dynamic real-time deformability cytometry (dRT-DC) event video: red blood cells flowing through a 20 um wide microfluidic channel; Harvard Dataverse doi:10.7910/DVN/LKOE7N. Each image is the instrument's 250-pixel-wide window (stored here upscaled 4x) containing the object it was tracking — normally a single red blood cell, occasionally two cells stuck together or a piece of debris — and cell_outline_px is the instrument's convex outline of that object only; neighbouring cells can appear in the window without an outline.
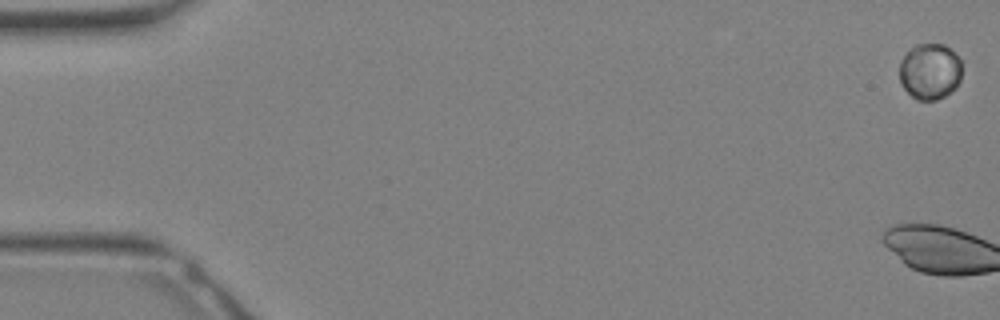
{"species": "Egyptian fruit bat (a non-hibernating species)", "species_latin": "Rousettus aegyptiacus", "temperature_condition": "warm", "stored_images_in_passage": 34, "camera_frame_rate_fps": 3000, "um_per_image_px": 0.085, "animal": {"sex": "female"}, "frame": {"image": 1, "passage_image": 1, "time_ms": 0.0, "image_size_px": [1000, 320], "cell_outline_px": [[960, 80], [956, 88], [944, 96], [936, 100], [916, 100], [900, 84], [900, 60], [916, 44], [944, 44], [960, 60]], "centroid_in_image_um": [79.02, 6.09], "position_along_channel_um": 6.0, "area_um2": 20.23}}